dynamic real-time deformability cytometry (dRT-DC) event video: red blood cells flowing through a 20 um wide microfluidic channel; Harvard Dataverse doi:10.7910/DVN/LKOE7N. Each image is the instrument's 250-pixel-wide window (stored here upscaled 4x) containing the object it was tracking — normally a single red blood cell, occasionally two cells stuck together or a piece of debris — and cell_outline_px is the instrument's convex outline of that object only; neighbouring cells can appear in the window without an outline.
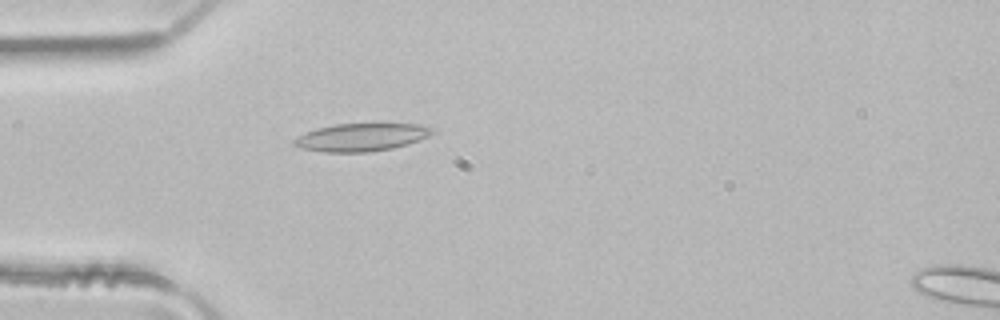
{"species": "common noctule bat (a hibernating species)", "species_latin": "Nyctalus noctula", "temperature_condition": "room temperature", "stored_images_in_passage": 2, "camera_frame_rate_fps": 3000, "um_per_image_px": 0.085, "animal": {"sex": "male", "body_mass_g": 21.5, "forearm_length_mm": 52.0}, "frame": {"image": 1, "passage_image": 2, "time_ms": 0.333, "image_size_px": [1000, 320], "cell_outline_px": [[436, 132], [428, 136], [408, 144], [392, 148], [368, 152], [324, 152], [300, 148], [292, 144], [292, 140], [296, 136], [316, 128], [336, 124], [420, 124], [436, 128]], "centroid_in_image_um": [30.71, 11.66], "position_along_channel_um": 54.3, "area_um2": 22.54}}